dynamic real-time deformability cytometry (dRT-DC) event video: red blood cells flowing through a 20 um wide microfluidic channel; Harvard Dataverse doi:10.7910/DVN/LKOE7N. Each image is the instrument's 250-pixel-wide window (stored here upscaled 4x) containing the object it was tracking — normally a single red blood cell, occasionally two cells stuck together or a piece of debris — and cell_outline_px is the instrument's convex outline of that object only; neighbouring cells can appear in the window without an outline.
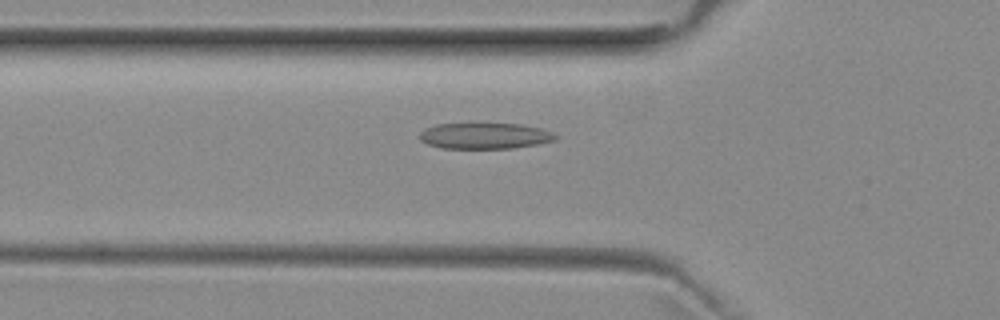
{"species": "common noctule bat (a hibernating species)", "species_latin": "Nyctalus noctula", "temperature_condition": "room temperature", "stored_images_in_passage": 39, "camera_frame_rate_fps": 3000, "um_per_image_px": 0.085, "animal": {"sex": "female", "body_mass_g": 29.2, "forearm_length_mm": 56.3}, "frame": {"image": 1, "passage_image": 5, "time_ms": 1.333, "image_size_px": [1000, 320], "cell_outline_px": [[560, 136], [556, 140], [536, 144], [512, 148], [440, 148], [428, 144], [420, 140], [420, 132], [424, 128], [436, 124], [520, 124], [540, 128], [552, 132]], "centroid_in_image_um": [41.21, 11.55], "position_along_channel_um": 84.6, "area_um2": 20.52}}
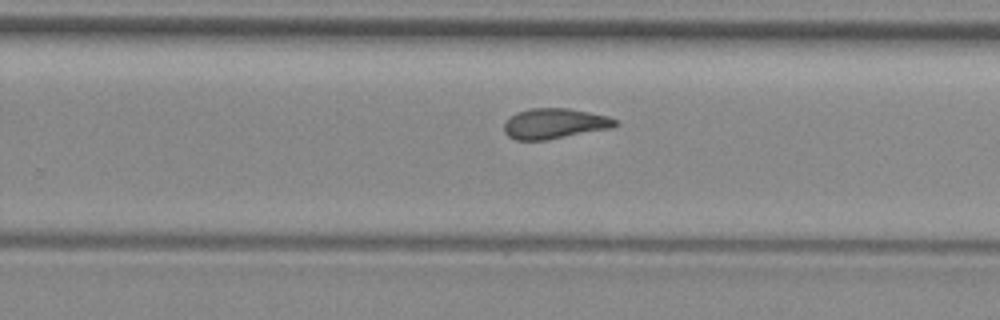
{"frame": {"image": 2, "passage_image": 20, "time_ms": 6.333, "image_size_px": [1000, 320], "cell_outline_px": [[620, 124], [612, 128], [544, 140], [516, 140], [508, 136], [504, 132], [504, 124], [516, 112], [528, 108], [568, 108], [608, 116], [620, 120]], "centroid_in_image_um": [47.17, 10.5], "position_along_channel_um": 282.6, "area_um2": 19.71}}
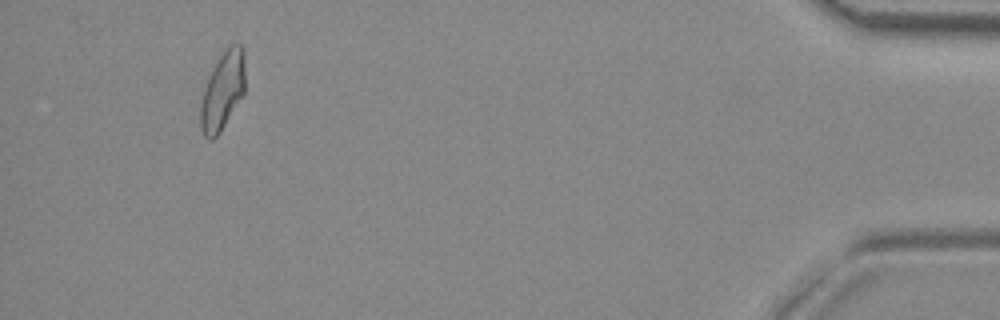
{"frame": {"image": 3, "passage_image": 36, "time_ms": 11.667, "image_size_px": [1000, 320], "cell_outline_px": [[244, 96], [220, 132], [212, 140], [208, 140], [204, 136], [200, 128], [200, 108], [204, 88], [208, 76], [212, 68], [220, 56], [232, 44], [240, 44], [244, 48]], "centroid_in_image_um": [18.92, 7.76], "position_along_channel_um": 416.3, "area_um2": 20.4}, "authors_computed_cell_mechanics": {"area_um2": 19.8832, "velocity_mm_per_s": 3.9561, "shape_relaxation_time_tau1_ms": 7.9957, "shape_relaxation_time_tau2_ms": 2.2274, "deformation_change_tau1": 0.1979, "deformation_change_tau2": 0.104}}